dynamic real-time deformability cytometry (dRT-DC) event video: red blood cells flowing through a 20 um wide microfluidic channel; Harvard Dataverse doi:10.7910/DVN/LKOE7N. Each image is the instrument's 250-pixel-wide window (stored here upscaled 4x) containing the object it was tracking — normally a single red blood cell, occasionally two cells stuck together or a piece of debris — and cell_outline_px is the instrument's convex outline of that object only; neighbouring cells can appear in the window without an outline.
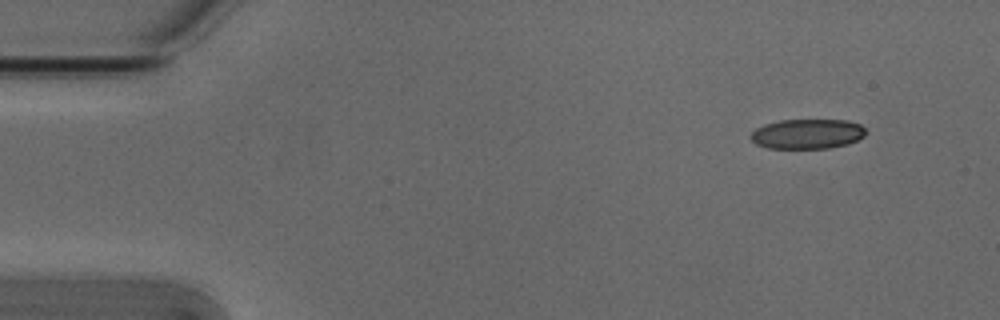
{"species": "Egyptian fruit bat (a non-hibernating species)", "species_latin": "Rousettus aegyptiacus", "temperature_condition": "cold", "stored_images_in_passage": 4, "camera_frame_rate_fps": 3000, "um_per_image_px": 0.085, "animal": {"sex": "male"}, "frame": {"image": 1, "passage_image": 1, "time_ms": 0.0, "image_size_px": [1000, 320], "cell_outline_px": [[864, 136], [848, 144], [828, 148], [768, 148], [756, 144], [748, 136], [756, 128], [764, 124], [780, 120], [848, 120], [860, 124], [864, 128]], "centroid_in_image_um": [68.59, 11.38], "position_along_channel_um": 16.4, "area_um2": 20.0}}
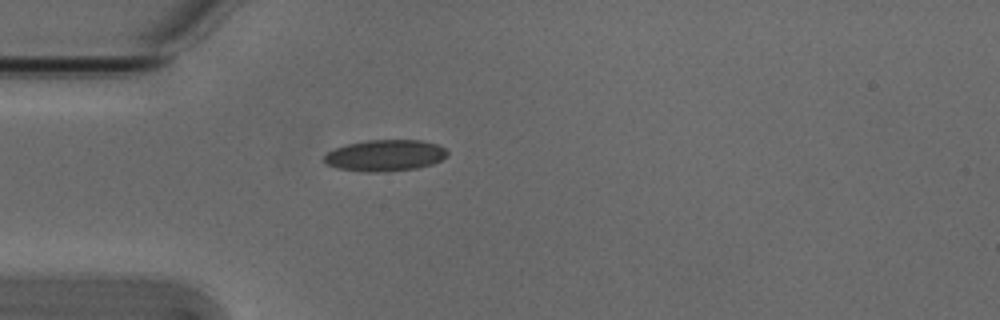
{"frame": {"image": 2, "passage_image": 4, "time_ms": 1.0, "image_size_px": [1000, 320], "cell_outline_px": [[448, 156], [432, 164], [416, 168], [388, 172], [364, 172], [336, 168], [328, 164], [324, 160], [324, 156], [328, 152], [336, 148], [348, 144], [368, 140], [420, 140], [436, 144], [444, 148], [448, 152]], "centroid_in_image_um": [32.74, 13.22], "position_along_channel_um": 52.3, "area_um2": 22.48}}